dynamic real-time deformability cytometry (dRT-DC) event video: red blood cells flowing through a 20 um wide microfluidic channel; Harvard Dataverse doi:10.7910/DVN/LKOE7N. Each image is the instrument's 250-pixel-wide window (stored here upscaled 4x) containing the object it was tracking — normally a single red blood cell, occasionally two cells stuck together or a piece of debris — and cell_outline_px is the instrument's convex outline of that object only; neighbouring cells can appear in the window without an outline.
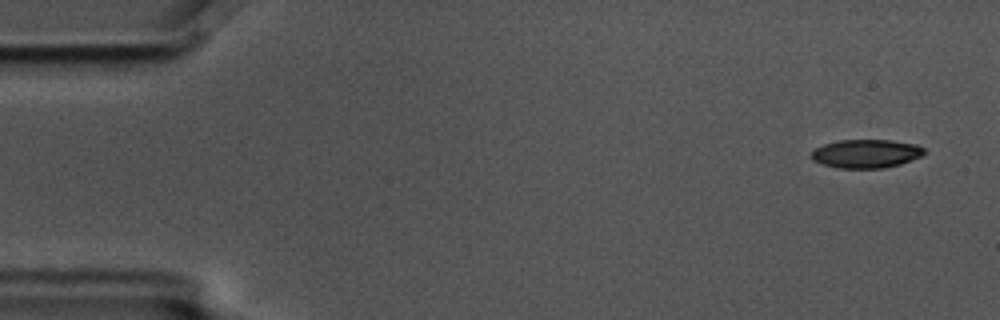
{"species": "common noctule bat (a hibernating species)", "species_latin": "Nyctalus noctula", "temperature_condition": "cold", "stored_images_in_passage": 6, "camera_frame_rate_fps": 3000, "um_per_image_px": 0.085, "animal": {"sex": "male", "body_mass_g": 17.5, "forearm_length_mm": 52.3}, "frame": {"image": 1, "passage_image": 1, "time_ms": 0.0, "image_size_px": [1000, 320], "cell_outline_px": [[928, 152], [920, 156], [900, 164], [884, 168], [836, 168], [820, 164], [812, 160], [808, 156], [816, 148], [824, 144], [840, 140], [888, 140], [916, 144], [924, 148]], "centroid_in_image_um": [73.59, 13.07], "position_along_channel_um": 11.4, "area_um2": 18.9}}
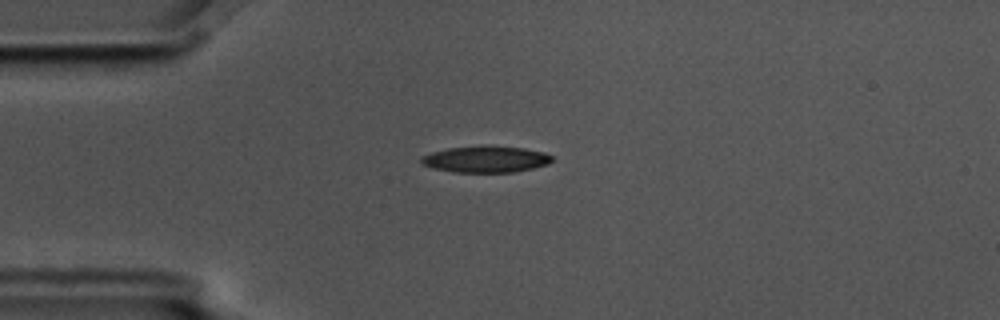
{"frame": {"image": 2, "passage_image": 4, "time_ms": 1.0, "image_size_px": [1000, 320], "cell_outline_px": [[552, 160], [548, 164], [532, 168], [512, 172], [456, 172], [432, 168], [420, 164], [420, 156], [432, 152], [448, 148], [488, 144], [524, 148], [544, 152], [552, 156]], "centroid_in_image_um": [41.25, 13.51], "position_along_channel_um": 43.7, "area_um2": 20.46}}